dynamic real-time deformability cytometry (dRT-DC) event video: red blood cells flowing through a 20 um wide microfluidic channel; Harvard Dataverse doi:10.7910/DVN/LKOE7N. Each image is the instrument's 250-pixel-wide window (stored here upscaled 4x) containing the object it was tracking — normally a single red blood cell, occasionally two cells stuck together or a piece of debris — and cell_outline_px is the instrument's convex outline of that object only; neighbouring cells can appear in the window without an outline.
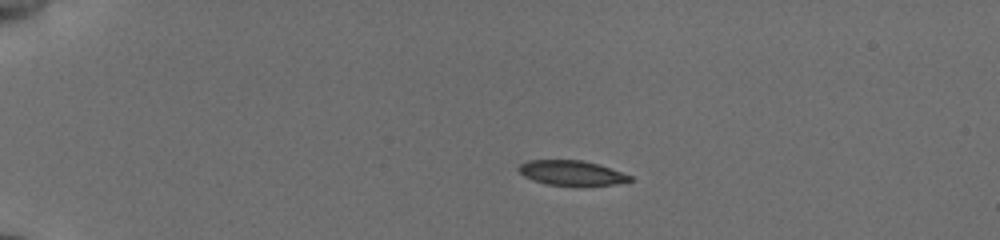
{"species": "common noctule bat (a hibernating species)", "species_latin": "Nyctalus noctula", "temperature_condition": "cold", "stored_images_in_passage": 43, "camera_frame_rate_fps": 3000, "um_per_image_px": 0.085, "animal": {"sex": "female", "body_mass_g": 19.5, "forearm_length_mm": 54.1}, "frame": {"image": 1, "passage_image": 1, "time_ms": 0.0, "image_size_px": [1000, 240], "cell_outline_px": [[632, 180], [616, 184], [580, 188], [548, 184], [532, 180], [524, 176], [516, 168], [520, 164], [528, 160], [584, 160], [632, 176]], "centroid_in_image_um": [48.57, 14.73], "position_along_channel_um": 36.4, "area_um2": 16.53}}
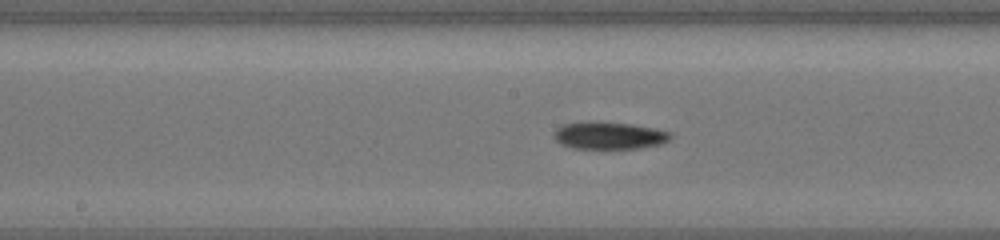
{"frame": {"image": 2, "passage_image": 19, "time_ms": 6.0, "image_size_px": [1000, 240], "cell_outline_px": [[672, 136], [668, 140], [660, 144], [640, 148], [572, 148], [560, 144], [552, 136], [556, 128], [560, 124], [632, 124], [656, 128], [672, 132]], "centroid_in_image_um": [51.81, 11.55], "position_along_channel_um": 196.4, "area_um2": 17.92}}
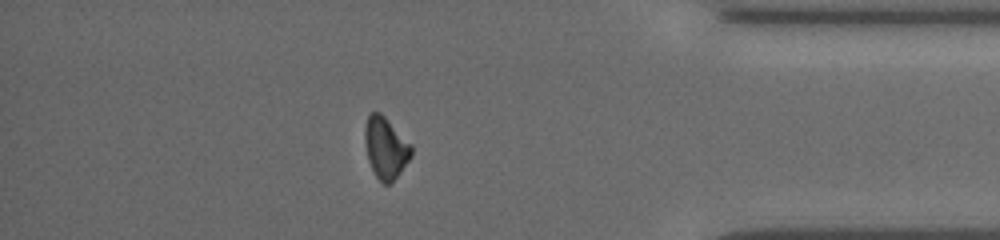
{"frame": {"image": 3, "passage_image": 37, "time_ms": 12.0, "image_size_px": [1000, 240], "cell_outline_px": [[412, 156], [400, 172], [388, 184], [384, 184], [376, 176], [368, 160], [364, 140], [364, 128], [368, 116], [372, 112], [380, 112], [412, 144]], "centroid_in_image_um": [32.78, 12.54], "position_along_channel_um": 402.4, "area_um2": 16.53}, "authors_computed_cell_mechanics": {"area_um2": 17.5134, "velocity_mm_per_s": 3.8238, "shape_relaxation_time_tau1_ms": 4.7569, "shape_relaxation_time_tau2_ms": 6.9165, "deformation_change_tau1": 0.1114, "deformation_change_tau2": 0.1567}}